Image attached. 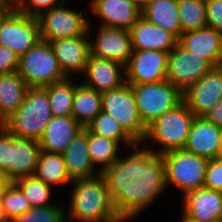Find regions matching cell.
I'll return each mask as SVG.
<instances>
[{"label":"cell","mask_w":222,"mask_h":222,"mask_svg":"<svg viewBox=\"0 0 222 222\" xmlns=\"http://www.w3.org/2000/svg\"><path fill=\"white\" fill-rule=\"evenodd\" d=\"M101 173L117 215L124 221L136 217L167 187L162 157L149 148L119 157Z\"/></svg>","instance_id":"6da1fadb"},{"label":"cell","mask_w":222,"mask_h":222,"mask_svg":"<svg viewBox=\"0 0 222 222\" xmlns=\"http://www.w3.org/2000/svg\"><path fill=\"white\" fill-rule=\"evenodd\" d=\"M70 216L80 222H125L117 215L102 173L73 180Z\"/></svg>","instance_id":"7a4b0ae2"},{"label":"cell","mask_w":222,"mask_h":222,"mask_svg":"<svg viewBox=\"0 0 222 222\" xmlns=\"http://www.w3.org/2000/svg\"><path fill=\"white\" fill-rule=\"evenodd\" d=\"M52 117L47 91L28 88L23 103L2 125L15 137L39 141Z\"/></svg>","instance_id":"3957f363"},{"label":"cell","mask_w":222,"mask_h":222,"mask_svg":"<svg viewBox=\"0 0 222 222\" xmlns=\"http://www.w3.org/2000/svg\"><path fill=\"white\" fill-rule=\"evenodd\" d=\"M194 119V113L184 102L165 112L147 127L144 139V141L148 138L152 139L154 143H159L162 148L149 150L162 155L166 152L183 149Z\"/></svg>","instance_id":"277c9868"},{"label":"cell","mask_w":222,"mask_h":222,"mask_svg":"<svg viewBox=\"0 0 222 222\" xmlns=\"http://www.w3.org/2000/svg\"><path fill=\"white\" fill-rule=\"evenodd\" d=\"M17 73L28 88H44L67 78L50 43L41 39L20 56Z\"/></svg>","instance_id":"5b68a950"},{"label":"cell","mask_w":222,"mask_h":222,"mask_svg":"<svg viewBox=\"0 0 222 222\" xmlns=\"http://www.w3.org/2000/svg\"><path fill=\"white\" fill-rule=\"evenodd\" d=\"M165 168L166 186L176 185L184 195L204 187L208 159L183 149L161 155Z\"/></svg>","instance_id":"8992f818"},{"label":"cell","mask_w":222,"mask_h":222,"mask_svg":"<svg viewBox=\"0 0 222 222\" xmlns=\"http://www.w3.org/2000/svg\"><path fill=\"white\" fill-rule=\"evenodd\" d=\"M131 86L139 115L146 128L183 102V93L167 80Z\"/></svg>","instance_id":"52a82bcc"},{"label":"cell","mask_w":222,"mask_h":222,"mask_svg":"<svg viewBox=\"0 0 222 222\" xmlns=\"http://www.w3.org/2000/svg\"><path fill=\"white\" fill-rule=\"evenodd\" d=\"M102 112L111 115L139 144L144 142L147 128L139 115L133 88L125 83L120 88L101 93Z\"/></svg>","instance_id":"ba28073f"},{"label":"cell","mask_w":222,"mask_h":222,"mask_svg":"<svg viewBox=\"0 0 222 222\" xmlns=\"http://www.w3.org/2000/svg\"><path fill=\"white\" fill-rule=\"evenodd\" d=\"M62 5L64 1L59 3V6L43 11L37 17L41 40L51 42L62 38L88 36L91 27L83 13Z\"/></svg>","instance_id":"9c48e42d"},{"label":"cell","mask_w":222,"mask_h":222,"mask_svg":"<svg viewBox=\"0 0 222 222\" xmlns=\"http://www.w3.org/2000/svg\"><path fill=\"white\" fill-rule=\"evenodd\" d=\"M212 68L206 59L194 55L177 44L168 53L166 80L184 93Z\"/></svg>","instance_id":"30bf717a"},{"label":"cell","mask_w":222,"mask_h":222,"mask_svg":"<svg viewBox=\"0 0 222 222\" xmlns=\"http://www.w3.org/2000/svg\"><path fill=\"white\" fill-rule=\"evenodd\" d=\"M39 40L37 17L24 15L14 9L0 25V45L19 56L24 55Z\"/></svg>","instance_id":"8fae6325"},{"label":"cell","mask_w":222,"mask_h":222,"mask_svg":"<svg viewBox=\"0 0 222 222\" xmlns=\"http://www.w3.org/2000/svg\"><path fill=\"white\" fill-rule=\"evenodd\" d=\"M168 53L158 50H133L125 66L126 83L150 84L166 80Z\"/></svg>","instance_id":"7c38bea8"},{"label":"cell","mask_w":222,"mask_h":222,"mask_svg":"<svg viewBox=\"0 0 222 222\" xmlns=\"http://www.w3.org/2000/svg\"><path fill=\"white\" fill-rule=\"evenodd\" d=\"M222 99V67H213L183 93V102L195 116H203Z\"/></svg>","instance_id":"4fadbf2b"},{"label":"cell","mask_w":222,"mask_h":222,"mask_svg":"<svg viewBox=\"0 0 222 222\" xmlns=\"http://www.w3.org/2000/svg\"><path fill=\"white\" fill-rule=\"evenodd\" d=\"M91 55L118 62L124 66L133 53L129 30L100 26L95 42L90 39Z\"/></svg>","instance_id":"5bb4252c"},{"label":"cell","mask_w":222,"mask_h":222,"mask_svg":"<svg viewBox=\"0 0 222 222\" xmlns=\"http://www.w3.org/2000/svg\"><path fill=\"white\" fill-rule=\"evenodd\" d=\"M41 148L38 141L15 137L10 133V165L2 173L5 182L34 176Z\"/></svg>","instance_id":"9a60e30c"},{"label":"cell","mask_w":222,"mask_h":222,"mask_svg":"<svg viewBox=\"0 0 222 222\" xmlns=\"http://www.w3.org/2000/svg\"><path fill=\"white\" fill-rule=\"evenodd\" d=\"M183 199V215L188 219L222 222V192L202 187L186 193Z\"/></svg>","instance_id":"2e32d148"},{"label":"cell","mask_w":222,"mask_h":222,"mask_svg":"<svg viewBox=\"0 0 222 222\" xmlns=\"http://www.w3.org/2000/svg\"><path fill=\"white\" fill-rule=\"evenodd\" d=\"M63 74L83 73L91 54L89 36L56 39L49 42Z\"/></svg>","instance_id":"e0dca14e"},{"label":"cell","mask_w":222,"mask_h":222,"mask_svg":"<svg viewBox=\"0 0 222 222\" xmlns=\"http://www.w3.org/2000/svg\"><path fill=\"white\" fill-rule=\"evenodd\" d=\"M178 44L194 55L206 59L213 67L222 63V32L211 27L182 33Z\"/></svg>","instance_id":"ac0fdd59"},{"label":"cell","mask_w":222,"mask_h":222,"mask_svg":"<svg viewBox=\"0 0 222 222\" xmlns=\"http://www.w3.org/2000/svg\"><path fill=\"white\" fill-rule=\"evenodd\" d=\"M220 127L195 116L183 150L208 160L220 158Z\"/></svg>","instance_id":"d6986e66"},{"label":"cell","mask_w":222,"mask_h":222,"mask_svg":"<svg viewBox=\"0 0 222 222\" xmlns=\"http://www.w3.org/2000/svg\"><path fill=\"white\" fill-rule=\"evenodd\" d=\"M91 12L104 22L101 26L130 30L141 17L132 0H91Z\"/></svg>","instance_id":"ffe728a7"},{"label":"cell","mask_w":222,"mask_h":222,"mask_svg":"<svg viewBox=\"0 0 222 222\" xmlns=\"http://www.w3.org/2000/svg\"><path fill=\"white\" fill-rule=\"evenodd\" d=\"M122 69L125 74L124 65L90 54L83 72L87 76V81L85 80L83 84L100 93L120 88L126 83L125 77H121Z\"/></svg>","instance_id":"44dd1931"},{"label":"cell","mask_w":222,"mask_h":222,"mask_svg":"<svg viewBox=\"0 0 222 222\" xmlns=\"http://www.w3.org/2000/svg\"><path fill=\"white\" fill-rule=\"evenodd\" d=\"M133 50H158L169 53L177 44L178 38L160 26L140 17L129 30Z\"/></svg>","instance_id":"7402d4cb"},{"label":"cell","mask_w":222,"mask_h":222,"mask_svg":"<svg viewBox=\"0 0 222 222\" xmlns=\"http://www.w3.org/2000/svg\"><path fill=\"white\" fill-rule=\"evenodd\" d=\"M82 129L73 116H53L38 141L40 148L42 151L62 154Z\"/></svg>","instance_id":"603a6c76"},{"label":"cell","mask_w":222,"mask_h":222,"mask_svg":"<svg viewBox=\"0 0 222 222\" xmlns=\"http://www.w3.org/2000/svg\"><path fill=\"white\" fill-rule=\"evenodd\" d=\"M67 173L72 180L90 178L98 175L93 165L88 150V130L83 128L62 153ZM96 173V174H95Z\"/></svg>","instance_id":"cb8c5ba5"},{"label":"cell","mask_w":222,"mask_h":222,"mask_svg":"<svg viewBox=\"0 0 222 222\" xmlns=\"http://www.w3.org/2000/svg\"><path fill=\"white\" fill-rule=\"evenodd\" d=\"M27 89L17 71L0 75V125L23 103Z\"/></svg>","instance_id":"d4e9b609"},{"label":"cell","mask_w":222,"mask_h":222,"mask_svg":"<svg viewBox=\"0 0 222 222\" xmlns=\"http://www.w3.org/2000/svg\"><path fill=\"white\" fill-rule=\"evenodd\" d=\"M178 12V0H152L141 10V17L179 38L181 23Z\"/></svg>","instance_id":"484cf974"},{"label":"cell","mask_w":222,"mask_h":222,"mask_svg":"<svg viewBox=\"0 0 222 222\" xmlns=\"http://www.w3.org/2000/svg\"><path fill=\"white\" fill-rule=\"evenodd\" d=\"M102 112L101 93L80 84L76 86L72 107V116L86 128Z\"/></svg>","instance_id":"4316f807"},{"label":"cell","mask_w":222,"mask_h":222,"mask_svg":"<svg viewBox=\"0 0 222 222\" xmlns=\"http://www.w3.org/2000/svg\"><path fill=\"white\" fill-rule=\"evenodd\" d=\"M34 176L45 184H66L73 182L66 170L63 155L42 151L39 154Z\"/></svg>","instance_id":"83f0119b"},{"label":"cell","mask_w":222,"mask_h":222,"mask_svg":"<svg viewBox=\"0 0 222 222\" xmlns=\"http://www.w3.org/2000/svg\"><path fill=\"white\" fill-rule=\"evenodd\" d=\"M76 84L66 78L44 87L49 98V106L53 116H72V107Z\"/></svg>","instance_id":"f1b7e54d"},{"label":"cell","mask_w":222,"mask_h":222,"mask_svg":"<svg viewBox=\"0 0 222 222\" xmlns=\"http://www.w3.org/2000/svg\"><path fill=\"white\" fill-rule=\"evenodd\" d=\"M86 129L93 134L115 141H123L127 146H133L135 149L139 145L114 119L113 116L104 112L98 114L94 120L86 126Z\"/></svg>","instance_id":"f546056e"},{"label":"cell","mask_w":222,"mask_h":222,"mask_svg":"<svg viewBox=\"0 0 222 222\" xmlns=\"http://www.w3.org/2000/svg\"><path fill=\"white\" fill-rule=\"evenodd\" d=\"M118 141L90 133L88 131V150L93 165L102 164L101 172L118 159Z\"/></svg>","instance_id":"4dcf8cb0"},{"label":"cell","mask_w":222,"mask_h":222,"mask_svg":"<svg viewBox=\"0 0 222 222\" xmlns=\"http://www.w3.org/2000/svg\"><path fill=\"white\" fill-rule=\"evenodd\" d=\"M181 34L207 27L205 0H178Z\"/></svg>","instance_id":"1f68e13d"},{"label":"cell","mask_w":222,"mask_h":222,"mask_svg":"<svg viewBox=\"0 0 222 222\" xmlns=\"http://www.w3.org/2000/svg\"><path fill=\"white\" fill-rule=\"evenodd\" d=\"M1 199L6 215L11 221L27 212L32 206L14 182H5L1 188Z\"/></svg>","instance_id":"d6a6232c"},{"label":"cell","mask_w":222,"mask_h":222,"mask_svg":"<svg viewBox=\"0 0 222 222\" xmlns=\"http://www.w3.org/2000/svg\"><path fill=\"white\" fill-rule=\"evenodd\" d=\"M23 192L32 207H44L49 203L51 186L37 179L35 176L24 177L14 182Z\"/></svg>","instance_id":"836d02e7"},{"label":"cell","mask_w":222,"mask_h":222,"mask_svg":"<svg viewBox=\"0 0 222 222\" xmlns=\"http://www.w3.org/2000/svg\"><path fill=\"white\" fill-rule=\"evenodd\" d=\"M66 212L60 205L31 207L27 212L15 217L10 222H66Z\"/></svg>","instance_id":"e575fe53"},{"label":"cell","mask_w":222,"mask_h":222,"mask_svg":"<svg viewBox=\"0 0 222 222\" xmlns=\"http://www.w3.org/2000/svg\"><path fill=\"white\" fill-rule=\"evenodd\" d=\"M58 0H14L15 10L31 17H38L43 11L56 7ZM31 5L34 8H31ZM43 8L45 10H43Z\"/></svg>","instance_id":"d590c367"},{"label":"cell","mask_w":222,"mask_h":222,"mask_svg":"<svg viewBox=\"0 0 222 222\" xmlns=\"http://www.w3.org/2000/svg\"><path fill=\"white\" fill-rule=\"evenodd\" d=\"M204 187L222 192V158L207 163Z\"/></svg>","instance_id":"8d00e7d4"},{"label":"cell","mask_w":222,"mask_h":222,"mask_svg":"<svg viewBox=\"0 0 222 222\" xmlns=\"http://www.w3.org/2000/svg\"><path fill=\"white\" fill-rule=\"evenodd\" d=\"M207 26L222 32V0H205Z\"/></svg>","instance_id":"74e56055"},{"label":"cell","mask_w":222,"mask_h":222,"mask_svg":"<svg viewBox=\"0 0 222 222\" xmlns=\"http://www.w3.org/2000/svg\"><path fill=\"white\" fill-rule=\"evenodd\" d=\"M19 59L17 53L0 45V75L17 71Z\"/></svg>","instance_id":"f35d334b"},{"label":"cell","mask_w":222,"mask_h":222,"mask_svg":"<svg viewBox=\"0 0 222 222\" xmlns=\"http://www.w3.org/2000/svg\"><path fill=\"white\" fill-rule=\"evenodd\" d=\"M10 165V132L0 125V173Z\"/></svg>","instance_id":"ab89813d"},{"label":"cell","mask_w":222,"mask_h":222,"mask_svg":"<svg viewBox=\"0 0 222 222\" xmlns=\"http://www.w3.org/2000/svg\"><path fill=\"white\" fill-rule=\"evenodd\" d=\"M202 117L218 127H222V99Z\"/></svg>","instance_id":"60d3db41"},{"label":"cell","mask_w":222,"mask_h":222,"mask_svg":"<svg viewBox=\"0 0 222 222\" xmlns=\"http://www.w3.org/2000/svg\"><path fill=\"white\" fill-rule=\"evenodd\" d=\"M14 9V0H0V25Z\"/></svg>","instance_id":"b9f144b4"},{"label":"cell","mask_w":222,"mask_h":222,"mask_svg":"<svg viewBox=\"0 0 222 222\" xmlns=\"http://www.w3.org/2000/svg\"><path fill=\"white\" fill-rule=\"evenodd\" d=\"M0 222H10L8 216L6 215L5 208L1 199V189H0Z\"/></svg>","instance_id":"7bdbcfd3"},{"label":"cell","mask_w":222,"mask_h":222,"mask_svg":"<svg viewBox=\"0 0 222 222\" xmlns=\"http://www.w3.org/2000/svg\"><path fill=\"white\" fill-rule=\"evenodd\" d=\"M134 2V4L140 9L142 10L145 6H147L149 4V2H151L152 0H132Z\"/></svg>","instance_id":"ee69618b"},{"label":"cell","mask_w":222,"mask_h":222,"mask_svg":"<svg viewBox=\"0 0 222 222\" xmlns=\"http://www.w3.org/2000/svg\"><path fill=\"white\" fill-rule=\"evenodd\" d=\"M220 130H221V134H220V157L222 158V127H220Z\"/></svg>","instance_id":"f6af8a7d"},{"label":"cell","mask_w":222,"mask_h":222,"mask_svg":"<svg viewBox=\"0 0 222 222\" xmlns=\"http://www.w3.org/2000/svg\"><path fill=\"white\" fill-rule=\"evenodd\" d=\"M4 183H5L4 178H3L2 174L0 173V189L2 188Z\"/></svg>","instance_id":"bcb514c9"},{"label":"cell","mask_w":222,"mask_h":222,"mask_svg":"<svg viewBox=\"0 0 222 222\" xmlns=\"http://www.w3.org/2000/svg\"><path fill=\"white\" fill-rule=\"evenodd\" d=\"M181 222H195V221H192V220L188 219L187 217H185L184 215H182V221Z\"/></svg>","instance_id":"7dc6e473"}]
</instances>
